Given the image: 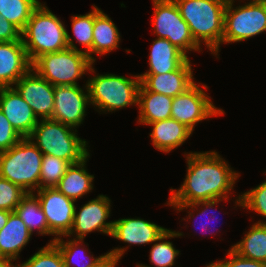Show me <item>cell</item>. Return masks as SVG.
Instances as JSON below:
<instances>
[{
    "label": "cell",
    "mask_w": 266,
    "mask_h": 267,
    "mask_svg": "<svg viewBox=\"0 0 266 267\" xmlns=\"http://www.w3.org/2000/svg\"><path fill=\"white\" fill-rule=\"evenodd\" d=\"M181 50L169 40L156 38L149 55V70L143 74H162L177 70L186 60Z\"/></svg>",
    "instance_id": "cell-21"
},
{
    "label": "cell",
    "mask_w": 266,
    "mask_h": 267,
    "mask_svg": "<svg viewBox=\"0 0 266 267\" xmlns=\"http://www.w3.org/2000/svg\"><path fill=\"white\" fill-rule=\"evenodd\" d=\"M181 17L189 26L195 42L205 43L218 55L224 34V13L228 0H174Z\"/></svg>",
    "instance_id": "cell-3"
},
{
    "label": "cell",
    "mask_w": 266,
    "mask_h": 267,
    "mask_svg": "<svg viewBox=\"0 0 266 267\" xmlns=\"http://www.w3.org/2000/svg\"><path fill=\"white\" fill-rule=\"evenodd\" d=\"M36 196L45 214L49 230L57 238L66 236L73 225L75 201L67 198L55 187L39 189Z\"/></svg>",
    "instance_id": "cell-12"
},
{
    "label": "cell",
    "mask_w": 266,
    "mask_h": 267,
    "mask_svg": "<svg viewBox=\"0 0 266 267\" xmlns=\"http://www.w3.org/2000/svg\"><path fill=\"white\" fill-rule=\"evenodd\" d=\"M70 164L51 155H43L40 172V189L56 187Z\"/></svg>",
    "instance_id": "cell-31"
},
{
    "label": "cell",
    "mask_w": 266,
    "mask_h": 267,
    "mask_svg": "<svg viewBox=\"0 0 266 267\" xmlns=\"http://www.w3.org/2000/svg\"><path fill=\"white\" fill-rule=\"evenodd\" d=\"M110 202L111 200L107 196L98 195L96 199L84 204L79 212L75 207L73 225L66 237H70L76 232L75 238L84 240L86 234L96 230L110 236L114 223L113 221L106 222V219L110 217Z\"/></svg>",
    "instance_id": "cell-13"
},
{
    "label": "cell",
    "mask_w": 266,
    "mask_h": 267,
    "mask_svg": "<svg viewBox=\"0 0 266 267\" xmlns=\"http://www.w3.org/2000/svg\"><path fill=\"white\" fill-rule=\"evenodd\" d=\"M111 237L133 245L149 244L167 229L140 218H122L113 221Z\"/></svg>",
    "instance_id": "cell-18"
},
{
    "label": "cell",
    "mask_w": 266,
    "mask_h": 267,
    "mask_svg": "<svg viewBox=\"0 0 266 267\" xmlns=\"http://www.w3.org/2000/svg\"><path fill=\"white\" fill-rule=\"evenodd\" d=\"M233 3H226L222 43L241 42L266 31V3L249 2L236 8Z\"/></svg>",
    "instance_id": "cell-8"
},
{
    "label": "cell",
    "mask_w": 266,
    "mask_h": 267,
    "mask_svg": "<svg viewBox=\"0 0 266 267\" xmlns=\"http://www.w3.org/2000/svg\"><path fill=\"white\" fill-rule=\"evenodd\" d=\"M40 3L38 0H0V15L22 32Z\"/></svg>",
    "instance_id": "cell-27"
},
{
    "label": "cell",
    "mask_w": 266,
    "mask_h": 267,
    "mask_svg": "<svg viewBox=\"0 0 266 267\" xmlns=\"http://www.w3.org/2000/svg\"><path fill=\"white\" fill-rule=\"evenodd\" d=\"M31 236L26 224L12 212L6 225L0 230V259L16 261Z\"/></svg>",
    "instance_id": "cell-19"
},
{
    "label": "cell",
    "mask_w": 266,
    "mask_h": 267,
    "mask_svg": "<svg viewBox=\"0 0 266 267\" xmlns=\"http://www.w3.org/2000/svg\"><path fill=\"white\" fill-rule=\"evenodd\" d=\"M20 39L21 32L0 15V42L18 41Z\"/></svg>",
    "instance_id": "cell-37"
},
{
    "label": "cell",
    "mask_w": 266,
    "mask_h": 267,
    "mask_svg": "<svg viewBox=\"0 0 266 267\" xmlns=\"http://www.w3.org/2000/svg\"><path fill=\"white\" fill-rule=\"evenodd\" d=\"M13 261L10 260H2L0 259V267H18V265H13Z\"/></svg>",
    "instance_id": "cell-41"
},
{
    "label": "cell",
    "mask_w": 266,
    "mask_h": 267,
    "mask_svg": "<svg viewBox=\"0 0 266 267\" xmlns=\"http://www.w3.org/2000/svg\"><path fill=\"white\" fill-rule=\"evenodd\" d=\"M222 200H228V198L227 199H214V200H208V201H200V202H197V203H193V204H186V205H170V206H172V207H174L175 209H177V211L179 210V211H181V210H183V209H186V208H191L192 209V211L193 212H195V211H197L198 212V210H195V208H198L200 205L201 206H204L203 208V210H199V215H197V216H202V215H204L205 216V214L208 212V208H210V209H212L213 208V206L216 204H218L220 201H222ZM207 210V211H206ZM213 213V212H212ZM212 218H213V220H214V218H215V216L213 215L212 216ZM220 220V219H219ZM205 223V222H204ZM204 223H202L201 222V225L203 226V228L206 230L207 228H208V226H206ZM207 227V228H206ZM206 232H208V231H206Z\"/></svg>",
    "instance_id": "cell-39"
},
{
    "label": "cell",
    "mask_w": 266,
    "mask_h": 267,
    "mask_svg": "<svg viewBox=\"0 0 266 267\" xmlns=\"http://www.w3.org/2000/svg\"><path fill=\"white\" fill-rule=\"evenodd\" d=\"M183 236L182 232H176L167 229L156 241H154L150 250L149 261L155 265L154 267H172L175 259L180 251L175 249L172 242L165 239ZM165 240V241H164ZM159 241V243L157 242ZM162 241V242H160ZM156 242V243H155ZM138 267H152L142 264H137Z\"/></svg>",
    "instance_id": "cell-28"
},
{
    "label": "cell",
    "mask_w": 266,
    "mask_h": 267,
    "mask_svg": "<svg viewBox=\"0 0 266 267\" xmlns=\"http://www.w3.org/2000/svg\"><path fill=\"white\" fill-rule=\"evenodd\" d=\"M154 5V34L157 38L169 40L186 56L188 51H200V46L193 39L189 26L181 17L174 0H152Z\"/></svg>",
    "instance_id": "cell-9"
},
{
    "label": "cell",
    "mask_w": 266,
    "mask_h": 267,
    "mask_svg": "<svg viewBox=\"0 0 266 267\" xmlns=\"http://www.w3.org/2000/svg\"><path fill=\"white\" fill-rule=\"evenodd\" d=\"M133 77L115 74H98L92 77L87 81L90 104L105 112L136 105L141 79L137 75Z\"/></svg>",
    "instance_id": "cell-7"
},
{
    "label": "cell",
    "mask_w": 266,
    "mask_h": 267,
    "mask_svg": "<svg viewBox=\"0 0 266 267\" xmlns=\"http://www.w3.org/2000/svg\"><path fill=\"white\" fill-rule=\"evenodd\" d=\"M21 39L31 63L46 53L67 48L80 51L68 34L65 24L41 3L32 12L21 32Z\"/></svg>",
    "instance_id": "cell-2"
},
{
    "label": "cell",
    "mask_w": 266,
    "mask_h": 267,
    "mask_svg": "<svg viewBox=\"0 0 266 267\" xmlns=\"http://www.w3.org/2000/svg\"><path fill=\"white\" fill-rule=\"evenodd\" d=\"M127 248L128 247L114 248L110 252L104 254L102 258L91 267H116Z\"/></svg>",
    "instance_id": "cell-38"
},
{
    "label": "cell",
    "mask_w": 266,
    "mask_h": 267,
    "mask_svg": "<svg viewBox=\"0 0 266 267\" xmlns=\"http://www.w3.org/2000/svg\"><path fill=\"white\" fill-rule=\"evenodd\" d=\"M89 156L79 163L71 164L55 187L67 198L74 201L82 198L93 189L94 175H90L85 166Z\"/></svg>",
    "instance_id": "cell-23"
},
{
    "label": "cell",
    "mask_w": 266,
    "mask_h": 267,
    "mask_svg": "<svg viewBox=\"0 0 266 267\" xmlns=\"http://www.w3.org/2000/svg\"><path fill=\"white\" fill-rule=\"evenodd\" d=\"M83 242H84L83 240L74 239V238L72 240H69V241L67 240L64 242V240L61 237L57 238L55 236V238L52 239L49 243H54L59 248V250L62 254V257H63L64 266L65 267H71L75 264V262L72 261L73 259H77L78 257H81L82 255L83 256L87 255L86 253L84 254V252L86 251V248L84 249L83 247H80ZM83 256L78 259L79 262L82 261L80 259H82ZM92 256L93 255L88 256V259L90 258V260L87 261L86 263L80 262L81 264H79V266H77V267H91L94 264H96L102 258L103 255L96 257V258L92 257ZM85 257L87 258V256H84V258ZM85 261H86V259H85Z\"/></svg>",
    "instance_id": "cell-29"
},
{
    "label": "cell",
    "mask_w": 266,
    "mask_h": 267,
    "mask_svg": "<svg viewBox=\"0 0 266 267\" xmlns=\"http://www.w3.org/2000/svg\"><path fill=\"white\" fill-rule=\"evenodd\" d=\"M18 267H65L62 254L54 243H48Z\"/></svg>",
    "instance_id": "cell-32"
},
{
    "label": "cell",
    "mask_w": 266,
    "mask_h": 267,
    "mask_svg": "<svg viewBox=\"0 0 266 267\" xmlns=\"http://www.w3.org/2000/svg\"><path fill=\"white\" fill-rule=\"evenodd\" d=\"M236 204L266 217V181L238 196Z\"/></svg>",
    "instance_id": "cell-33"
},
{
    "label": "cell",
    "mask_w": 266,
    "mask_h": 267,
    "mask_svg": "<svg viewBox=\"0 0 266 267\" xmlns=\"http://www.w3.org/2000/svg\"><path fill=\"white\" fill-rule=\"evenodd\" d=\"M11 213L12 212L7 210H0V230L6 225Z\"/></svg>",
    "instance_id": "cell-40"
},
{
    "label": "cell",
    "mask_w": 266,
    "mask_h": 267,
    "mask_svg": "<svg viewBox=\"0 0 266 267\" xmlns=\"http://www.w3.org/2000/svg\"><path fill=\"white\" fill-rule=\"evenodd\" d=\"M93 61L82 50L71 48L36 58L31 68L53 86L78 85L77 79L94 72Z\"/></svg>",
    "instance_id": "cell-6"
},
{
    "label": "cell",
    "mask_w": 266,
    "mask_h": 267,
    "mask_svg": "<svg viewBox=\"0 0 266 267\" xmlns=\"http://www.w3.org/2000/svg\"><path fill=\"white\" fill-rule=\"evenodd\" d=\"M205 267H266V263L241 257L229 249L225 260L209 263Z\"/></svg>",
    "instance_id": "cell-36"
},
{
    "label": "cell",
    "mask_w": 266,
    "mask_h": 267,
    "mask_svg": "<svg viewBox=\"0 0 266 267\" xmlns=\"http://www.w3.org/2000/svg\"><path fill=\"white\" fill-rule=\"evenodd\" d=\"M26 194L18 185L0 177V210L14 212Z\"/></svg>",
    "instance_id": "cell-34"
},
{
    "label": "cell",
    "mask_w": 266,
    "mask_h": 267,
    "mask_svg": "<svg viewBox=\"0 0 266 267\" xmlns=\"http://www.w3.org/2000/svg\"><path fill=\"white\" fill-rule=\"evenodd\" d=\"M0 110L22 138L29 137L39 121L14 87H0Z\"/></svg>",
    "instance_id": "cell-15"
},
{
    "label": "cell",
    "mask_w": 266,
    "mask_h": 267,
    "mask_svg": "<svg viewBox=\"0 0 266 267\" xmlns=\"http://www.w3.org/2000/svg\"><path fill=\"white\" fill-rule=\"evenodd\" d=\"M224 113V110L215 107L209 95L196 83L172 100L171 118L185 124L192 131L200 121Z\"/></svg>",
    "instance_id": "cell-10"
},
{
    "label": "cell",
    "mask_w": 266,
    "mask_h": 267,
    "mask_svg": "<svg viewBox=\"0 0 266 267\" xmlns=\"http://www.w3.org/2000/svg\"><path fill=\"white\" fill-rule=\"evenodd\" d=\"M190 59L177 70L162 74H140L141 84L155 93L175 97L186 92L195 82Z\"/></svg>",
    "instance_id": "cell-16"
},
{
    "label": "cell",
    "mask_w": 266,
    "mask_h": 267,
    "mask_svg": "<svg viewBox=\"0 0 266 267\" xmlns=\"http://www.w3.org/2000/svg\"><path fill=\"white\" fill-rule=\"evenodd\" d=\"M231 249L241 257L266 263V221L253 224Z\"/></svg>",
    "instance_id": "cell-25"
},
{
    "label": "cell",
    "mask_w": 266,
    "mask_h": 267,
    "mask_svg": "<svg viewBox=\"0 0 266 267\" xmlns=\"http://www.w3.org/2000/svg\"><path fill=\"white\" fill-rule=\"evenodd\" d=\"M22 137L12 127L4 113L0 110V152L9 150Z\"/></svg>",
    "instance_id": "cell-35"
},
{
    "label": "cell",
    "mask_w": 266,
    "mask_h": 267,
    "mask_svg": "<svg viewBox=\"0 0 266 267\" xmlns=\"http://www.w3.org/2000/svg\"><path fill=\"white\" fill-rule=\"evenodd\" d=\"M173 97L148 91L142 84L138 90V123L148 124L171 118Z\"/></svg>",
    "instance_id": "cell-22"
},
{
    "label": "cell",
    "mask_w": 266,
    "mask_h": 267,
    "mask_svg": "<svg viewBox=\"0 0 266 267\" xmlns=\"http://www.w3.org/2000/svg\"><path fill=\"white\" fill-rule=\"evenodd\" d=\"M147 125L153 126L152 132L149 134L153 146L166 153L181 146L193 132L185 124L173 118L148 123Z\"/></svg>",
    "instance_id": "cell-20"
},
{
    "label": "cell",
    "mask_w": 266,
    "mask_h": 267,
    "mask_svg": "<svg viewBox=\"0 0 266 267\" xmlns=\"http://www.w3.org/2000/svg\"><path fill=\"white\" fill-rule=\"evenodd\" d=\"M92 12L85 15L72 16V30L77 42L85 48L83 51L89 58L95 62L92 54L93 26H94V5Z\"/></svg>",
    "instance_id": "cell-30"
},
{
    "label": "cell",
    "mask_w": 266,
    "mask_h": 267,
    "mask_svg": "<svg viewBox=\"0 0 266 267\" xmlns=\"http://www.w3.org/2000/svg\"><path fill=\"white\" fill-rule=\"evenodd\" d=\"M42 159L43 153L24 137L9 150L0 152V177L34 193L40 189Z\"/></svg>",
    "instance_id": "cell-5"
},
{
    "label": "cell",
    "mask_w": 266,
    "mask_h": 267,
    "mask_svg": "<svg viewBox=\"0 0 266 267\" xmlns=\"http://www.w3.org/2000/svg\"><path fill=\"white\" fill-rule=\"evenodd\" d=\"M187 173L178 190L171 188L168 205H186L200 201L227 199L239 173L215 151L186 154Z\"/></svg>",
    "instance_id": "cell-1"
},
{
    "label": "cell",
    "mask_w": 266,
    "mask_h": 267,
    "mask_svg": "<svg viewBox=\"0 0 266 267\" xmlns=\"http://www.w3.org/2000/svg\"><path fill=\"white\" fill-rule=\"evenodd\" d=\"M52 119H40L28 137L43 153L66 160L70 165L89 155L88 143L77 136V129ZM34 139L36 141H34Z\"/></svg>",
    "instance_id": "cell-4"
},
{
    "label": "cell",
    "mask_w": 266,
    "mask_h": 267,
    "mask_svg": "<svg viewBox=\"0 0 266 267\" xmlns=\"http://www.w3.org/2000/svg\"><path fill=\"white\" fill-rule=\"evenodd\" d=\"M120 33L115 23L94 5L92 55L108 54L119 47Z\"/></svg>",
    "instance_id": "cell-24"
},
{
    "label": "cell",
    "mask_w": 266,
    "mask_h": 267,
    "mask_svg": "<svg viewBox=\"0 0 266 267\" xmlns=\"http://www.w3.org/2000/svg\"><path fill=\"white\" fill-rule=\"evenodd\" d=\"M14 212L22 219L32 234L36 228L37 232L41 235L54 236L49 230L45 214L36 194L27 193L15 208Z\"/></svg>",
    "instance_id": "cell-26"
},
{
    "label": "cell",
    "mask_w": 266,
    "mask_h": 267,
    "mask_svg": "<svg viewBox=\"0 0 266 267\" xmlns=\"http://www.w3.org/2000/svg\"><path fill=\"white\" fill-rule=\"evenodd\" d=\"M22 39L0 42V87H12L30 69Z\"/></svg>",
    "instance_id": "cell-17"
},
{
    "label": "cell",
    "mask_w": 266,
    "mask_h": 267,
    "mask_svg": "<svg viewBox=\"0 0 266 267\" xmlns=\"http://www.w3.org/2000/svg\"><path fill=\"white\" fill-rule=\"evenodd\" d=\"M79 85L54 86V110L52 120L77 128L86 116V107L90 105L89 90Z\"/></svg>",
    "instance_id": "cell-11"
},
{
    "label": "cell",
    "mask_w": 266,
    "mask_h": 267,
    "mask_svg": "<svg viewBox=\"0 0 266 267\" xmlns=\"http://www.w3.org/2000/svg\"><path fill=\"white\" fill-rule=\"evenodd\" d=\"M15 89L40 119H51L54 110V86L32 68L15 84Z\"/></svg>",
    "instance_id": "cell-14"
},
{
    "label": "cell",
    "mask_w": 266,
    "mask_h": 267,
    "mask_svg": "<svg viewBox=\"0 0 266 267\" xmlns=\"http://www.w3.org/2000/svg\"><path fill=\"white\" fill-rule=\"evenodd\" d=\"M250 2L266 3V0H250Z\"/></svg>",
    "instance_id": "cell-42"
}]
</instances>
